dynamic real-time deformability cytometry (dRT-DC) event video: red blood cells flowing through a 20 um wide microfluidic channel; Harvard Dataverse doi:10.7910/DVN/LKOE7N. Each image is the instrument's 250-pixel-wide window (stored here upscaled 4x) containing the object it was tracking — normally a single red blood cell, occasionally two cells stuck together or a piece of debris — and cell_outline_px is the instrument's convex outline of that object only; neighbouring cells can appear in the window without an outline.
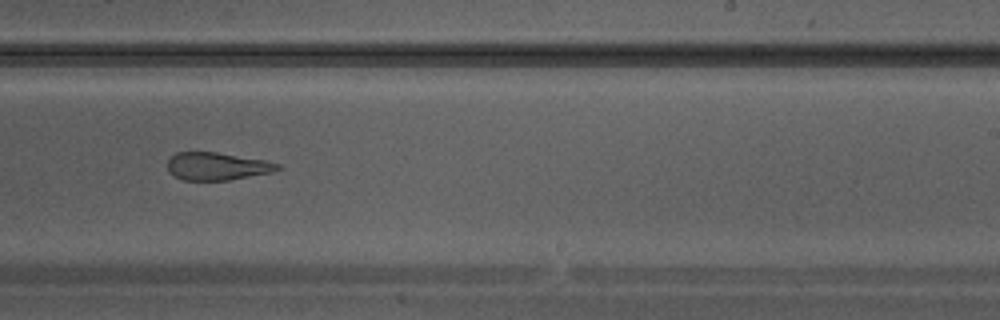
{"species": "Egyptian fruit bat (a non-hibernating species)", "species_latin": "Rousettus aegyptiacus", "temperature_condition": "warm", "stored_images_in_passage": 29, "camera_frame_rate_fps": 3000, "um_per_image_px": 0.085, "animal": {"sex": "male"}, "frame": {"image": 1, "passage_image": 17, "time_ms": 5.333, "image_size_px": [1000, 320], "cell_outline_px": [[280, 168], [272, 172], [228, 180], [184, 180], [168, 172], [168, 160], [176, 152], [216, 152], [268, 160], [280, 164]], "centroid_in_image_um": [18.46, 14.12], "position_along_channel_um": 270.5, "area_um2": 17.74}}